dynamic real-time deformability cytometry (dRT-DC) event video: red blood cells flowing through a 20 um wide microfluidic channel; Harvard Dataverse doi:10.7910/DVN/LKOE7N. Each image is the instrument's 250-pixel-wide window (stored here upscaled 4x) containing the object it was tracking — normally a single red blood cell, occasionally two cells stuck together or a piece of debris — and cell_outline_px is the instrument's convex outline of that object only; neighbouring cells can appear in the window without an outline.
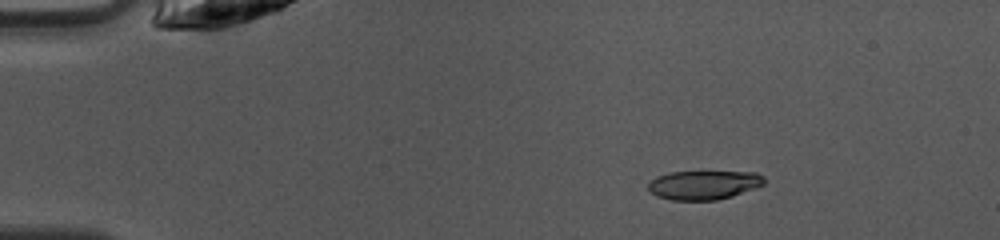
{"species": "common noctule bat (a hibernating species)", "species_latin": "Nyctalus noctula", "temperature_condition": "warm", "stored_images_in_passage": 44, "camera_frame_rate_fps": 3000, "um_per_image_px": 0.085, "animal": {"sex": "female", "body_mass_g": 10.0, "forearm_length_mm": 53.1}, "frame": {"image": 1, "passage_image": 3, "time_ms": 0.667, "image_size_px": [1000, 240], "cell_outline_px": [[764, 184], [756, 188], [732, 196], [716, 200], [672, 200], [656, 196], [648, 188], [648, 184], [656, 176], [672, 172], [756, 172], [764, 176]], "centroid_in_image_um": [59.84, 15.72], "position_along_channel_um": 25.2, "area_um2": 19.54}}
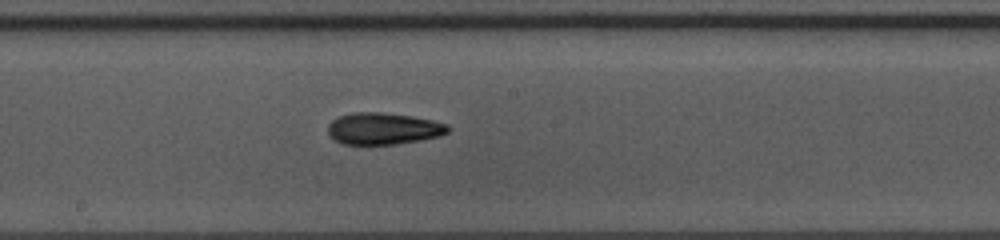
{"frame": {"image": 2, "passage_image": 22, "time_ms": 7.0, "image_size_px": [1000, 240], "cell_outline_px": [[448, 132], [440, 136], [420, 140], [396, 144], [344, 144], [332, 140], [328, 136], [328, 124], [336, 116], [352, 112], [380, 112], [412, 116], [432, 120], [448, 124]], "centroid_in_image_um": [32.53, 10.93], "position_along_channel_um": 215.7, "area_um2": 22.43}}
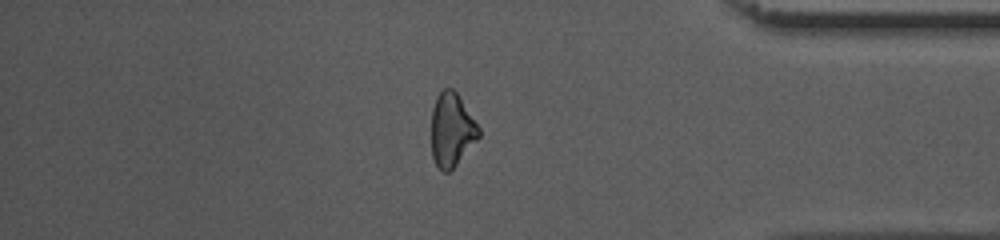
{"frame": {"image": 3, "passage_image": 37, "time_ms": 12.0, "image_size_px": [1000, 240], "cell_outline_px": [[480, 136], [456, 164], [448, 172], [444, 172], [436, 164], [432, 156], [432, 108], [436, 96], [444, 88], [452, 88], [456, 92], [480, 128]], "centroid_in_image_um": [38.38, 11.01], "position_along_channel_um": 396.8, "area_um2": 20.0}, "authors_computed_cell_mechanics": {"area_um2": 21.2415, "velocity_mm_per_s": 4.0663, "shape_relaxation_time_tau1_ms": 4.0847, "shape_relaxation_time_tau2_ms": 4.1112, "deformation_change_tau1": 0.1627, "deformation_change_tau2": 0.1048}}